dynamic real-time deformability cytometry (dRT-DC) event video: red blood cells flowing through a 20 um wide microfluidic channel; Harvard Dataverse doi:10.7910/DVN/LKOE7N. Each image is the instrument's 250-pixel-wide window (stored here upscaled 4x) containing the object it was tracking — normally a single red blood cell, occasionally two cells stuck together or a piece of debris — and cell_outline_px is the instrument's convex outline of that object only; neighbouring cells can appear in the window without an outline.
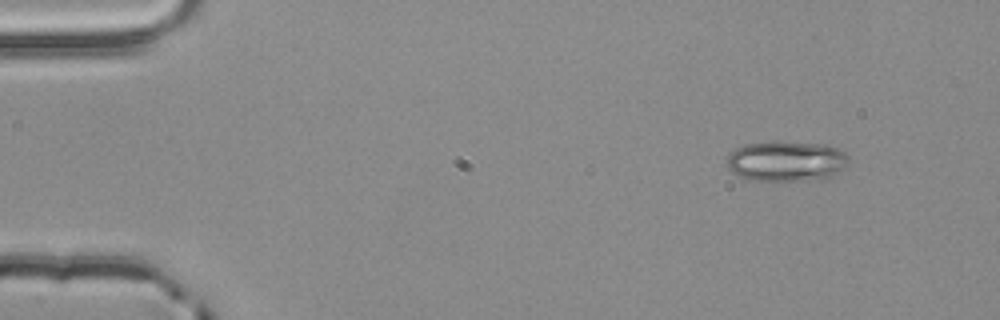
{"species": "common noctule bat (a hibernating species)", "species_latin": "Nyctalus noctula", "temperature_condition": "room temperature", "stored_images_in_passage": 3, "camera_frame_rate_fps": 3000, "um_per_image_px": 0.085, "animal": {"sex": "male", "body_mass_g": 20.4}, "frame": {"image": 1, "passage_image": 1, "time_ms": 0.0, "image_size_px": [1000, 320], "cell_outline_px": [[852, 160], [848, 164], [832, 176], [820, 180], [748, 180], [732, 172], [728, 168], [728, 156], [736, 148], [744, 144], [772, 140], [776, 140], [828, 144], [844, 152]], "centroid_in_image_um": [66.87, 13.67], "position_along_channel_um": 18.1, "area_um2": 29.19}}